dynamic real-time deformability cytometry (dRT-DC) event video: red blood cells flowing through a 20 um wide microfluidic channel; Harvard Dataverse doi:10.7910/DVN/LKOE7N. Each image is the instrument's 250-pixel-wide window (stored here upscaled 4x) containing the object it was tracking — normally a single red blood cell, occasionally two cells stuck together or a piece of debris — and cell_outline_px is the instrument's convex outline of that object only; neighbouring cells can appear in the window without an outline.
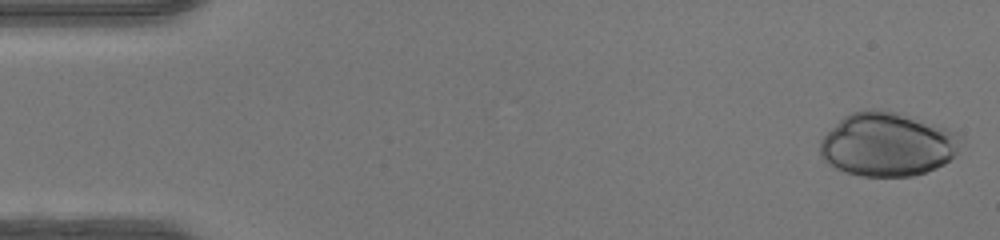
{"species": "human", "species_latin": "Homo sapiens", "temperature_condition": "warm", "stored_images_in_passage": 48, "camera_frame_rate_fps": 3000, "um_per_image_px": 0.085, "donor": {"sex": "female"}, "frame": {"image": 1, "passage_image": 1, "time_ms": 0.0, "image_size_px": [1000, 240], "cell_outline_px": [[956, 152], [944, 164], [936, 168], [912, 176], [860, 176], [844, 172], [828, 164], [820, 156], [820, 140], [844, 116], [852, 112], [872, 108], [896, 112], [956, 132]], "centroid_in_image_um": [75.34, 12.29], "position_along_channel_um": 9.7, "area_um2": 51.38}}
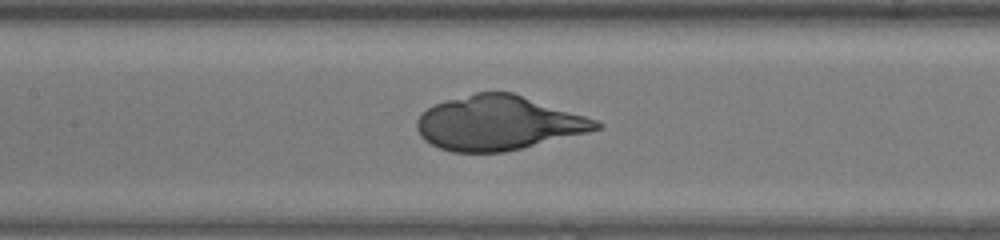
{"frame": {"image": 2, "passage_image": 22, "time_ms": 7.0, "image_size_px": [1000, 240], "cell_outline_px": [[604, 124], [600, 128], [588, 132], [504, 152], [452, 152], [440, 148], [424, 140], [420, 136], [416, 128], [416, 120], [428, 108], [436, 104], [448, 100], [476, 92], [512, 92], [596, 120]], "centroid_in_image_um": [42.33, 10.46], "position_along_channel_um": 165.1, "area_um2": 56.07}}
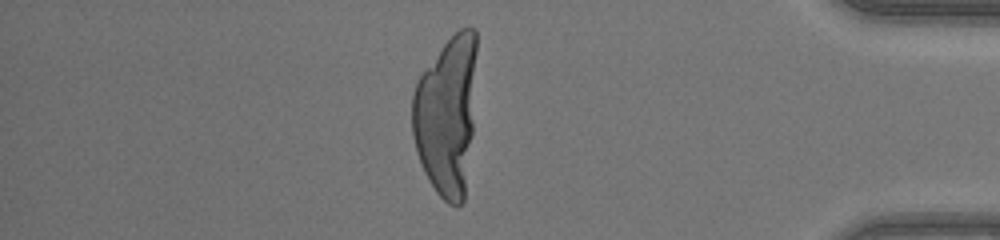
{"frame": {"image": 3, "passage_image": 41, "time_ms": 13.333, "image_size_px": [1000, 240], "cell_outline_px": [[476, 52], [472, 132], [464, 200], [456, 208], [448, 204], [436, 192], [428, 180], [424, 172], [416, 152], [412, 132], [412, 96], [416, 80], [444, 44], [460, 28], [476, 28]], "centroid_in_image_um": [37.95, 9.83], "position_along_channel_um": 397.2, "area_um2": 59.94}}